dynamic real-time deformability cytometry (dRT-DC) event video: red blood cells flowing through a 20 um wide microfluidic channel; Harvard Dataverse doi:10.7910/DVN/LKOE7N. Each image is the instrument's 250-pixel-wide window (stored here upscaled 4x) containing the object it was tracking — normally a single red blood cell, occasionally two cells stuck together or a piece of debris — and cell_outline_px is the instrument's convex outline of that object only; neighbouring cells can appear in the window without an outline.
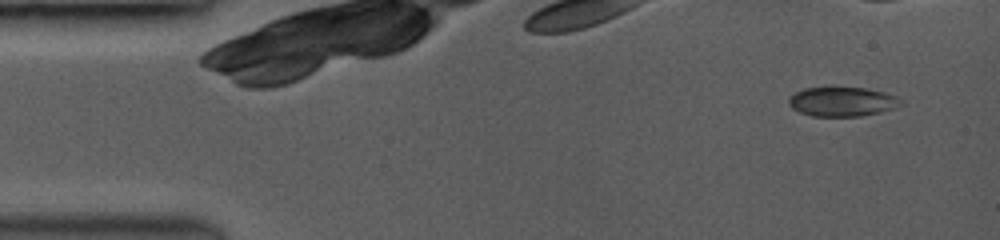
{"species": "common noctule bat (a hibernating species)", "species_latin": "Nyctalus noctula", "temperature_condition": "room temperature", "stored_images_in_passage": 7, "camera_frame_rate_fps": 3500, "um_per_image_px": 0.085, "animal": {"sex": "female", "body_mass_g": 19.0, "forearm_length_mm": 53.3}, "frame": {"image": 1, "passage_image": 1, "time_ms": 0.0, "image_size_px": [1000, 240], "cell_outline_px": [[904, 104], [896, 108], [880, 112], [860, 116], [812, 116], [800, 112], [792, 108], [788, 104], [788, 96], [804, 88], [832, 84], [868, 88], [884, 92], [896, 96], [904, 100]], "centroid_in_image_um": [71.59, 8.59], "position_along_channel_um": 13.4, "area_um2": 20.23}}
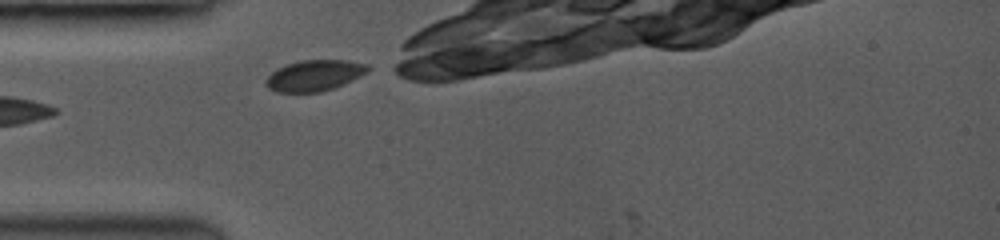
{"frame": {"image": 2, "passage_image": 6, "time_ms": 1.429, "image_size_px": [1000, 240], "cell_outline_px": [[368, 72], [360, 76], [332, 88], [320, 92], [276, 92], [268, 88], [264, 84], [264, 80], [276, 68], [288, 64], [304, 60], [344, 60], [368, 64]], "centroid_in_image_um": [26.67, 6.42], "position_along_channel_um": 58.3, "area_um2": 18.21}}